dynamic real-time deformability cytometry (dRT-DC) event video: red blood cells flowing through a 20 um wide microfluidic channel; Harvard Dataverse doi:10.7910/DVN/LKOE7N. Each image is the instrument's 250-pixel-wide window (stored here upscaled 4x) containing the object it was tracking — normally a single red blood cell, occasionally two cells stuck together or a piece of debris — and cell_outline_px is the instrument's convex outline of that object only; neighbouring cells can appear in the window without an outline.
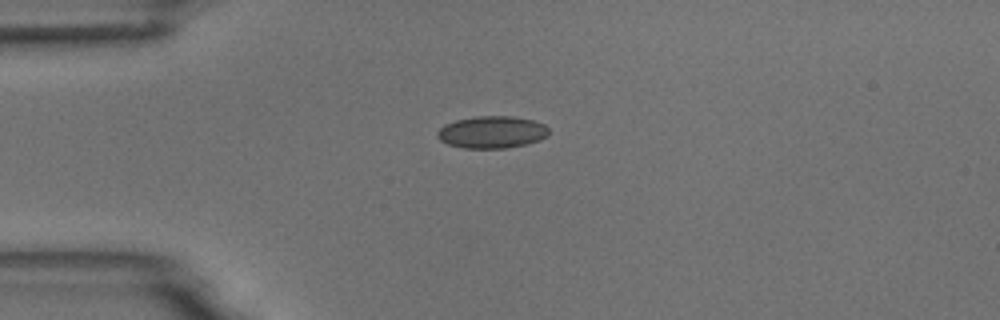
{"species": "common noctule bat (a hibernating species)", "species_latin": "Nyctalus noctula", "temperature_condition": "room temperature", "stored_images_in_passage": 5, "camera_frame_rate_fps": 3000, "um_per_image_px": 0.085, "animal": {"sex": "male", "body_mass_g": 18.8}, "frame": {"image": 1, "passage_image": 1, "time_ms": 0.0, "image_size_px": [1000, 320], "cell_outline_px": [[548, 136], [540, 140], [508, 148], [464, 148], [448, 144], [440, 140], [436, 136], [436, 132], [444, 124], [456, 120], [476, 116], [512, 116], [532, 120], [544, 124], [548, 128]], "centroid_in_image_um": [41.8, 11.23], "position_along_channel_um": 43.2, "area_um2": 20.92}}